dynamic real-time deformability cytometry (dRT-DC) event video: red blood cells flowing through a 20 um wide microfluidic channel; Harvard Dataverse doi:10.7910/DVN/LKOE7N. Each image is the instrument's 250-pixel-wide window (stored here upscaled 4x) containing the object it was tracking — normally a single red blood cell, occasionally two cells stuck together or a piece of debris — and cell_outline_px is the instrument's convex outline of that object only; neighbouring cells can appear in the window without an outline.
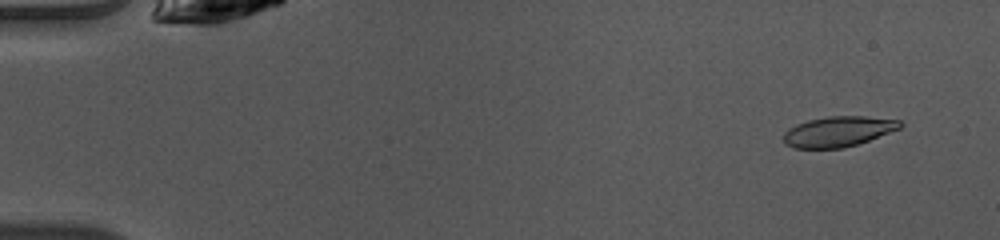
{"species": "common noctule bat (a hibernating species)", "species_latin": "Nyctalus noctula", "temperature_condition": "warm", "stored_images_in_passage": 49, "camera_frame_rate_fps": 3000, "um_per_image_px": 0.085, "animal": {"sex": "female", "body_mass_g": 10.0, "forearm_length_mm": 53.1}, "frame": {"image": 1, "passage_image": 4, "time_ms": 1.0, "image_size_px": [1000, 240], "cell_outline_px": [[904, 124], [900, 128], [868, 140], [844, 148], [792, 148], [784, 144], [784, 132], [788, 128], [796, 124], [808, 120], [828, 116], [864, 116], [900, 120]], "centroid_in_image_um": [71.22, 11.17], "position_along_channel_um": 13.8, "area_um2": 20.58}}
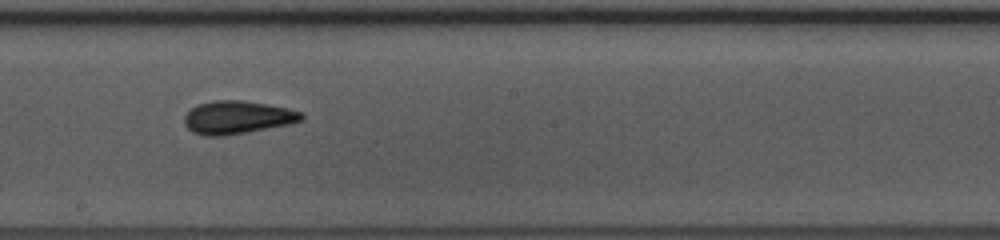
{"frame": {"image": 2, "passage_image": 28, "time_ms": 9.0, "image_size_px": [1000, 240], "cell_outline_px": [[304, 120], [288, 124], [224, 136], [204, 136], [192, 132], [184, 124], [184, 116], [196, 104], [212, 100], [240, 100], [288, 108], [304, 112]], "centroid_in_image_um": [20.16, 9.97], "position_along_channel_um": 228.0, "area_um2": 22.54}}
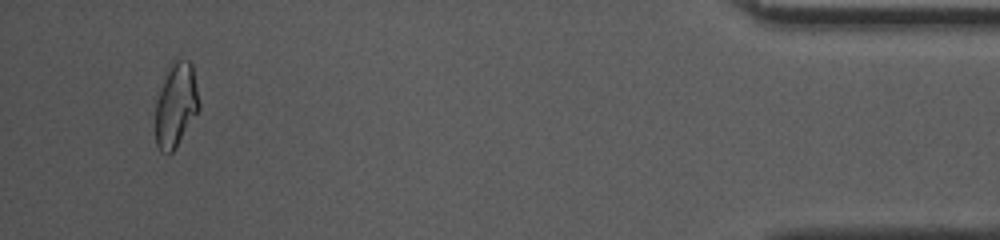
{"frame": {"image": 3, "passage_image": 47, "time_ms": 15.333, "image_size_px": [1000, 240], "cell_outline_px": [[200, 108], [176, 148], [168, 156], [160, 152], [156, 144], [156, 104], [164, 72], [168, 64], [172, 60], [188, 60], [192, 64], [200, 104]], "centroid_in_image_um": [14.94, 8.92], "position_along_channel_um": 420.3, "area_um2": 21.73}, "authors_computed_cell_mechanics": {"area_um2": 21.4438, "velocity_mm_per_s": 4.0937, "shape_relaxation_time_tau1_ms": 4.0558, "shape_relaxation_time_tau2_ms": 1.6824, "deformation_change_tau1": 0.1324, "deformation_change_tau2": 0.0699}}